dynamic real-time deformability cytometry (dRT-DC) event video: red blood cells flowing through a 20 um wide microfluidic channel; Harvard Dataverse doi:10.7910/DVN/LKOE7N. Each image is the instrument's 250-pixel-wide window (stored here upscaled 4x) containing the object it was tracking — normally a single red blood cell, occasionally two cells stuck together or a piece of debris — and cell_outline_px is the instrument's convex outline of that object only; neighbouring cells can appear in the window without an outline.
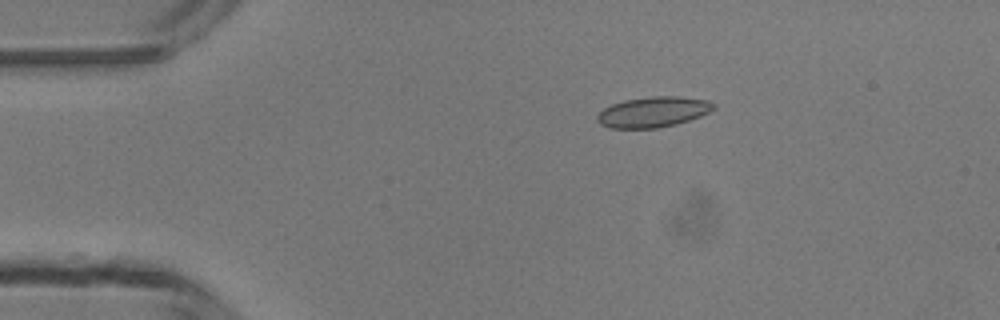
{"species": "common noctule bat (a hibernating species)", "species_latin": "Nyctalus noctula", "temperature_condition": "room temperature", "stored_images_in_passage": 40, "camera_frame_rate_fps": 3000, "um_per_image_px": 0.085, "animal": {"sex": "male", "body_mass_g": 13.3}, "frame": {"image": 1, "passage_image": 1, "time_ms": 0.0, "image_size_px": [1000, 320], "cell_outline_px": [[716, 108], [700, 116], [676, 124], [656, 128], [612, 128], [600, 124], [596, 120], [596, 116], [604, 108], [612, 104], [624, 100], [652, 96], [680, 96], [708, 100], [716, 104]], "centroid_in_image_um": [55.53, 9.51], "position_along_channel_um": 29.5, "area_um2": 20.69}}
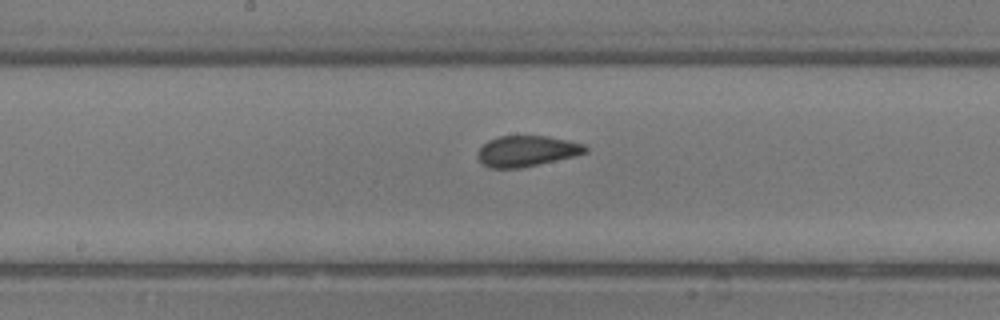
{"frame": {"image": 2, "passage_image": 17, "time_ms": 5.333, "image_size_px": [1000, 320], "cell_outline_px": [[588, 152], [572, 156], [520, 168], [488, 168], [476, 156], [480, 148], [488, 140], [500, 136], [548, 136], [568, 140], [584, 144], [588, 148]], "centroid_in_image_um": [44.76, 12.83], "position_along_channel_um": 203.4, "area_um2": 19.13}}
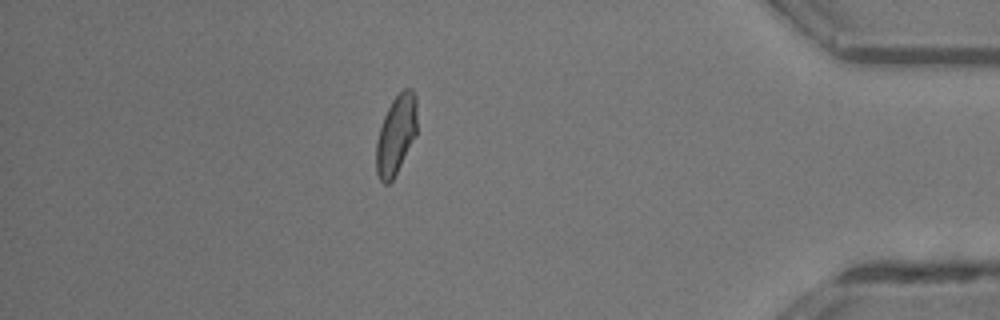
{"frame": {"image": 3, "passage_image": 34, "time_ms": 11.0, "image_size_px": [1000, 320], "cell_outline_px": [[416, 136], [392, 180], [388, 184], [384, 184], [380, 180], [376, 172], [376, 140], [384, 116], [392, 100], [404, 88], [412, 88], [416, 96]], "centroid_in_image_um": [33.66, 11.45], "position_along_channel_um": 401.5, "area_um2": 18.79}, "authors_computed_cell_mechanics": {"area_um2": 19.3052, "velocity_mm_per_s": 4.2746, "shape_relaxation_time_tau1_ms": 7.0171, "shape_relaxation_time_tau2_ms": 0.6303, "deformation_change_tau1": 0.132, "deformation_change_tau2": 0.0485}}